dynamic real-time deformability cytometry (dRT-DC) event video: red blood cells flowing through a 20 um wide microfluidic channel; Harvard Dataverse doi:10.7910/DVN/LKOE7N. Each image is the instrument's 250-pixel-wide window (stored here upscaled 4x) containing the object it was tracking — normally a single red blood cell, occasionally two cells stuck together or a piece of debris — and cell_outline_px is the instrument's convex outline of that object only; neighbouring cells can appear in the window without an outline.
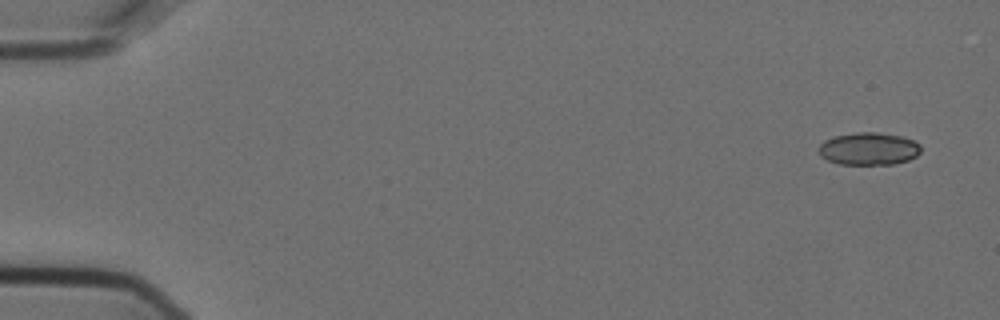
{"species": "Egyptian fruit bat (a non-hibernating species)", "species_latin": "Rousettus aegyptiacus", "temperature_condition": "cold", "stored_images_in_passage": 5, "camera_frame_rate_fps": 3000, "um_per_image_px": 0.085, "animal": {"sex": "female"}, "frame": {"image": 1, "passage_image": 1, "time_ms": 0.0, "image_size_px": [1000, 320], "cell_outline_px": [[920, 152], [916, 156], [908, 160], [892, 164], [840, 164], [828, 160], [820, 156], [820, 144], [824, 140], [836, 136], [856, 132], [876, 132], [904, 136], [920, 144]], "centroid_in_image_um": [73.86, 12.64], "position_along_channel_um": 11.1, "area_um2": 19.31}}
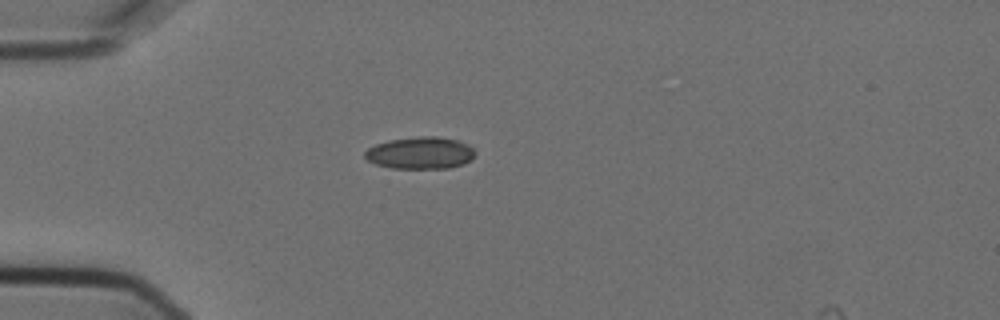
{"frame": {"image": 2, "passage_image": 4, "time_ms": 1.0, "image_size_px": [1000, 320], "cell_outline_px": [[476, 152], [464, 164], [448, 168], [392, 168], [376, 164], [368, 160], [364, 156], [364, 152], [368, 148], [376, 144], [388, 140], [420, 136], [436, 136], [460, 140], [468, 144]], "centroid_in_image_um": [35.72, 12.99], "position_along_channel_um": 49.3, "area_um2": 20.58}}